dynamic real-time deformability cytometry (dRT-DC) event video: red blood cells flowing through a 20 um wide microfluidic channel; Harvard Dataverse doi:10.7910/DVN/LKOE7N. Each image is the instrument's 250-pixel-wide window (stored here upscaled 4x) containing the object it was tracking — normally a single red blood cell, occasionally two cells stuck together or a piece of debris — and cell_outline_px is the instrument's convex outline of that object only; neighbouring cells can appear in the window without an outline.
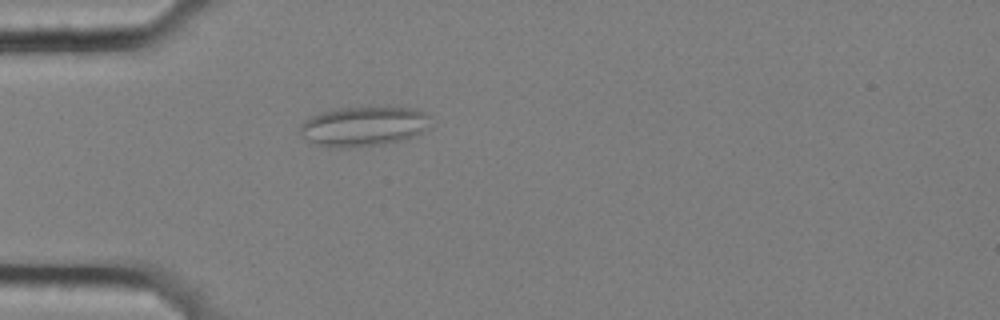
{"species": "common noctule bat (a hibernating species)", "species_latin": "Nyctalus noctula", "temperature_condition": "cold", "stored_images_in_passage": 23, "camera_frame_rate_fps": 3000, "um_per_image_px": 0.085, "animal": {"sex": "female", "body_mass_g": 25.1}, "frame": {"image": 1, "passage_image": 3, "time_ms": 0.667, "image_size_px": [1000, 320], "cell_outline_px": [[428, 128], [412, 136], [400, 140], [372, 144], [340, 148], [328, 148], [308, 140], [300, 132], [300, 124], [312, 116], [320, 112], [332, 108], [412, 108], [424, 112], [428, 116]], "centroid_in_image_um": [30.84, 10.72], "position_along_channel_um": 54.2, "area_um2": 29.42}}
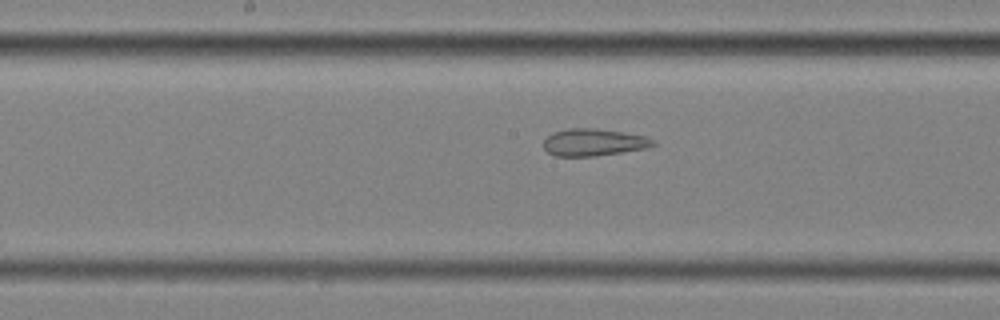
{"frame": {"image": 2, "passage_image": 16, "time_ms": 5.0, "image_size_px": [1000, 320], "cell_outline_px": [[656, 144], [648, 148], [596, 156], [556, 156], [548, 152], [544, 148], [544, 140], [552, 132], [568, 128], [596, 128], [624, 132], [648, 136]], "centroid_in_image_um": [50.47, 12.09], "position_along_channel_um": 197.7, "area_um2": 17.46}}
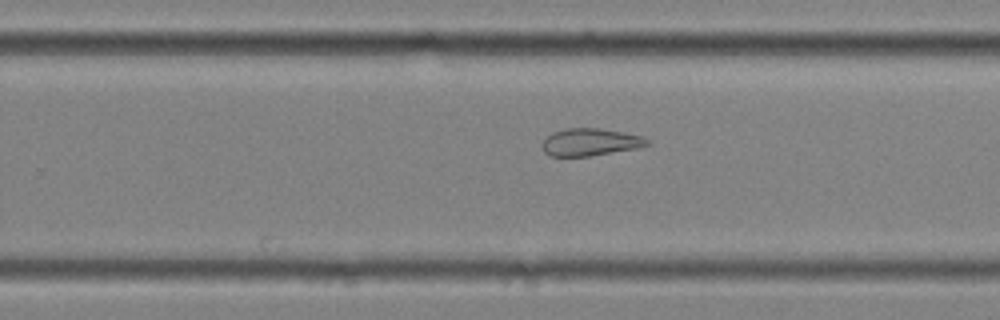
{"frame": {"image": 3, "passage_image": 23, "time_ms": 7.333, "image_size_px": [1000, 320], "cell_outline_px": [[652, 144], [636, 148], [588, 156], [548, 156], [544, 152], [544, 140], [552, 132], [568, 128], [600, 128], [624, 132], [644, 136], [652, 140]], "centroid_in_image_um": [50.24, 12.07], "position_along_channel_um": 279.6, "area_um2": 16.76}}